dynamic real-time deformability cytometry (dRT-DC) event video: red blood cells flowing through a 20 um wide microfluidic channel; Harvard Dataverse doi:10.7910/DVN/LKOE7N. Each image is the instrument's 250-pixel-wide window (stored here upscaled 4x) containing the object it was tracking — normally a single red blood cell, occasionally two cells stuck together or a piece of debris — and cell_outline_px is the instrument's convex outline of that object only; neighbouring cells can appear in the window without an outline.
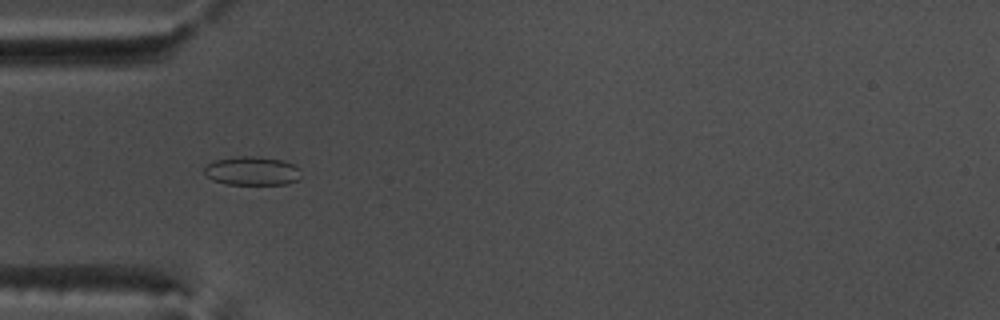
{"species": "common noctule bat (a hibernating species)", "species_latin": "Nyctalus noctula", "temperature_condition": "warm", "stored_images_in_passage": 54, "camera_frame_rate_fps": 3000, "um_per_image_px": 0.085, "animal": {"sex": "male", "body_mass_g": 17.5, "forearm_length_mm": 52.3}, "frame": {"image": 1, "passage_image": 18, "time_ms": 5.667, "image_size_px": [1000, 320], "cell_outline_px": [[300, 176], [296, 180], [288, 184], [224, 184], [212, 180], [204, 172], [204, 168], [212, 160], [236, 156], [256, 156], [284, 160], [300, 168]], "centroid_in_image_um": [21.41, 14.52], "position_along_channel_um": 63.6, "area_um2": 16.36}}
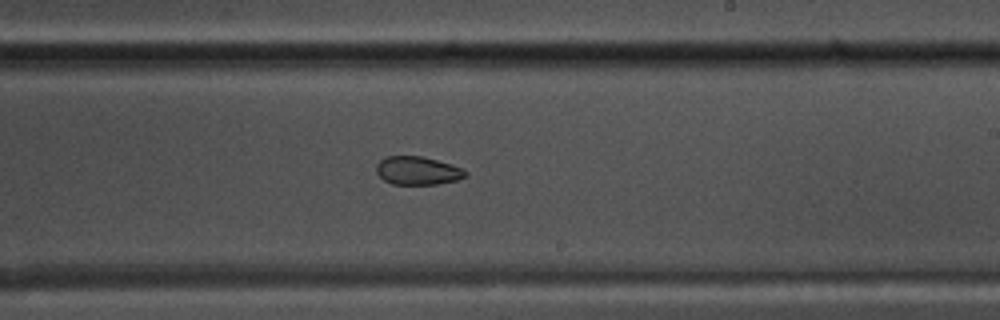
{"frame": {"image": 2, "passage_image": 33, "time_ms": 10.667, "image_size_px": [1000, 320], "cell_outline_px": [[468, 176], [456, 180], [436, 184], [392, 184], [384, 180], [376, 172], [376, 164], [380, 160], [388, 156], [420, 156], [436, 160], [464, 168], [468, 172]], "centroid_in_image_um": [35.51, 14.5], "position_along_channel_um": 253.5, "area_um2": 14.68}}
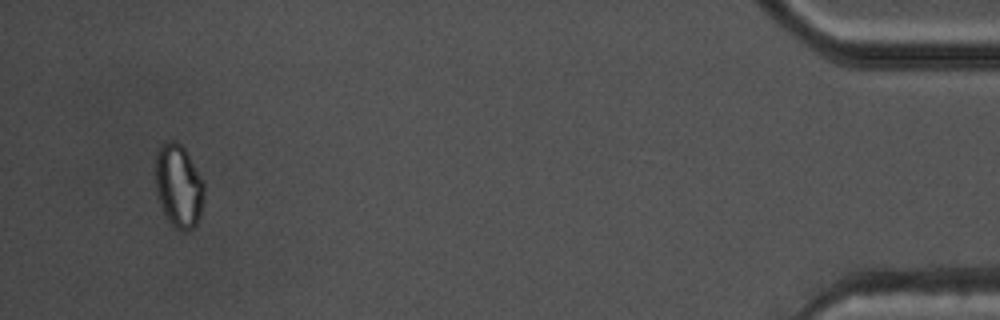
{"frame": {"image": 3, "passage_image": 52, "time_ms": 17.0, "image_size_px": [1000, 320], "cell_outline_px": [[204, 196], [200, 216], [196, 224], [188, 232], [180, 232], [164, 216], [156, 192], [156, 152], [160, 144], [168, 140], [176, 140], [184, 148], [204, 180]], "centroid_in_image_um": [15.19, 15.81], "position_along_channel_um": 420.0, "area_um2": 23.99}, "authors_computed_cell_mechanics": {"area_um2": 18.0914, "velocity_mm_per_s": 3.8359, "shape_relaxation_time_tau1_ms": null, "shape_relaxation_time_tau2_ms": 2.862, "deformation_change_tau1": null, "deformation_change_tau2": 0.0622}}